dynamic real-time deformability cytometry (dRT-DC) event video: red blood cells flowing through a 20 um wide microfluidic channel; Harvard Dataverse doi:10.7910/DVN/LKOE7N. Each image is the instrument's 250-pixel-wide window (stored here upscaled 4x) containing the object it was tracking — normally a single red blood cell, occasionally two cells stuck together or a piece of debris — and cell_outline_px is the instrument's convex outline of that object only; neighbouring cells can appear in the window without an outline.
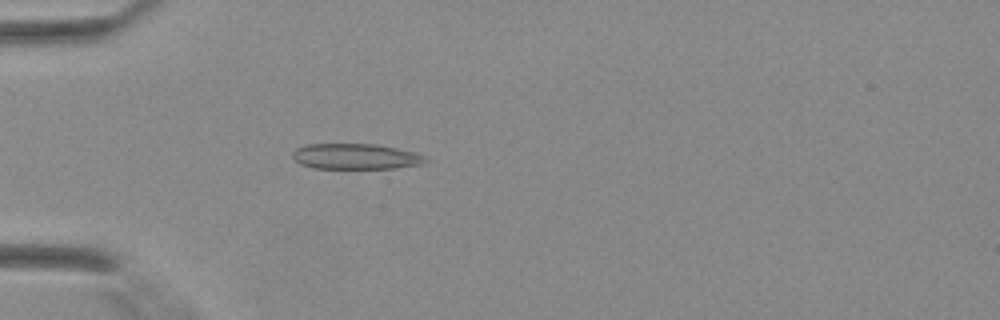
{"species": "Egyptian fruit bat (a non-hibernating species)", "species_latin": "Rousettus aegyptiacus", "temperature_condition": "warm", "stored_images_in_passage": 41, "camera_frame_rate_fps": 3000, "um_per_image_px": 0.085, "animal": {"sex": "female"}, "frame": {"image": 1, "passage_image": 12, "time_ms": 3.667, "image_size_px": [1000, 320], "cell_outline_px": [[428, 160], [424, 164], [396, 168], [312, 168], [300, 164], [292, 156], [292, 152], [296, 148], [308, 144], [376, 144], [416, 152], [424, 156]], "centroid_in_image_um": [30.25, 13.3], "position_along_channel_um": 54.8, "area_um2": 19.88}}
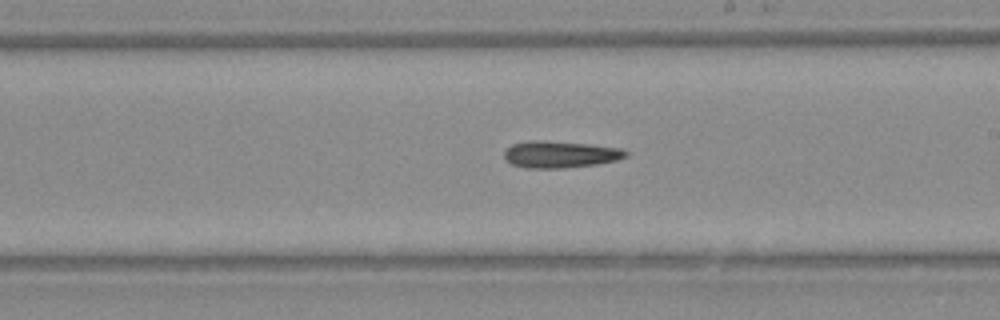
{"frame": {"image": 2, "passage_image": 24, "time_ms": 7.667, "image_size_px": [1000, 320], "cell_outline_px": [[628, 156], [616, 160], [596, 164], [564, 168], [528, 168], [512, 164], [504, 156], [504, 152], [512, 144], [532, 140], [536, 140], [588, 144], [620, 148], [628, 152]], "centroid_in_image_um": [47.63, 13.12], "position_along_channel_um": 241.4, "area_um2": 18.73}}
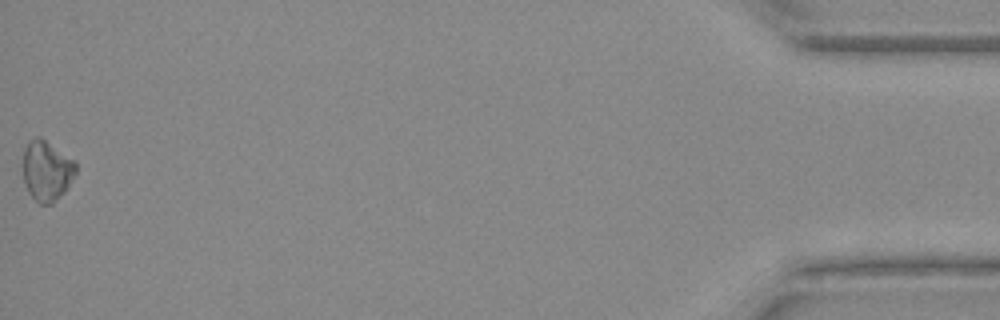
{"frame": {"image": 3, "passage_image": 41, "time_ms": 13.333, "image_size_px": [1000, 320], "cell_outline_px": [[76, 172], [68, 188], [52, 204], [40, 204], [28, 192], [24, 180], [24, 148], [28, 140], [36, 136], [40, 136], [76, 160]], "centroid_in_image_um": [3.99, 14.48], "position_along_channel_um": 431.2, "area_um2": 18.73}}